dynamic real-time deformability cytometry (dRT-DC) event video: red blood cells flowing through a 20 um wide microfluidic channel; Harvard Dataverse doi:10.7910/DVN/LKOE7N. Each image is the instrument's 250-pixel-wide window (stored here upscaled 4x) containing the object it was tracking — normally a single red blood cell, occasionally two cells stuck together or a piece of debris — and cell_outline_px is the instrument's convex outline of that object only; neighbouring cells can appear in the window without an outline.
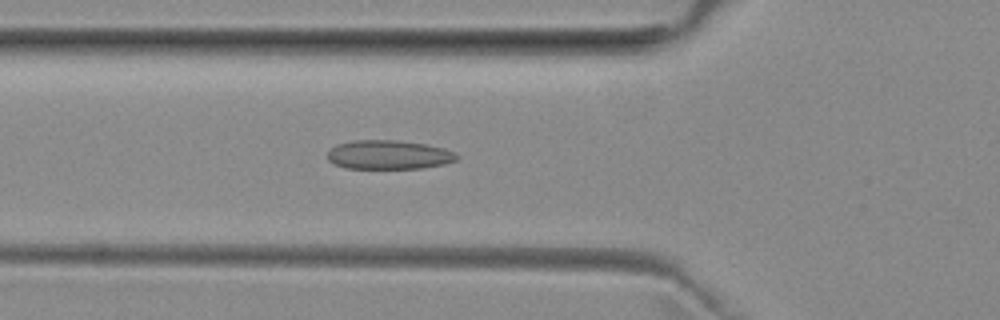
{"species": "common noctule bat (a hibernating species)", "species_latin": "Nyctalus noctula", "temperature_condition": "room temperature", "stored_images_in_passage": 40, "camera_frame_rate_fps": 3000, "um_per_image_px": 0.085, "animal": {"sex": "female", "body_mass_g": 29.2, "forearm_length_mm": 56.3}, "frame": {"image": 1, "passage_image": 12, "time_ms": 3.667, "image_size_px": [1000, 320], "cell_outline_px": [[460, 156], [456, 160], [444, 164], [424, 168], [344, 168], [332, 164], [328, 160], [328, 152], [336, 144], [356, 140], [396, 140], [424, 144], [444, 148], [456, 152]], "centroid_in_image_um": [33.05, 13.16], "position_along_channel_um": 92.8, "area_um2": 21.96}}
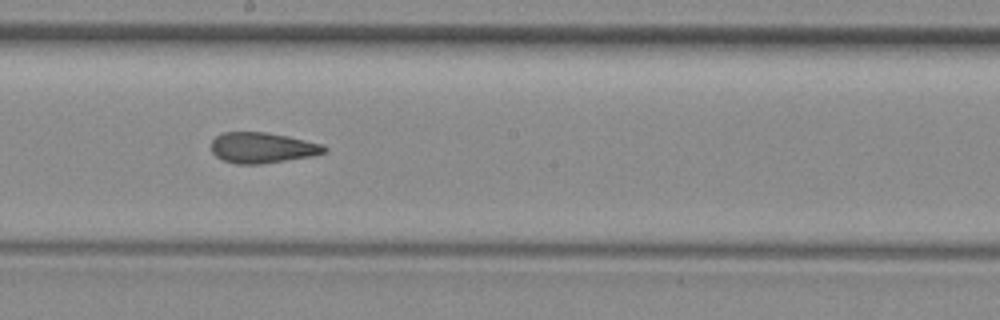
{"frame": {"image": 2, "passage_image": 22, "time_ms": 7.0, "image_size_px": [1000, 320], "cell_outline_px": [[328, 152], [312, 156], [260, 164], [236, 164], [224, 160], [216, 156], [212, 152], [212, 140], [216, 136], [224, 132], [264, 132], [288, 136], [324, 144], [328, 148]], "centroid_in_image_um": [22.34, 12.56], "position_along_channel_um": 225.9, "area_um2": 20.23}}
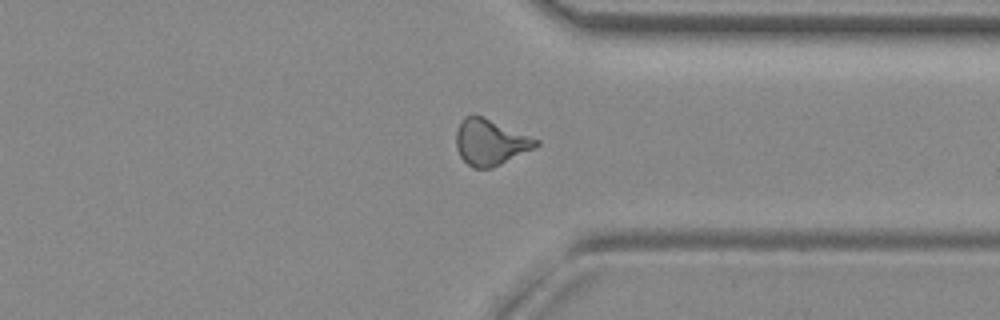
{"frame": {"image": 3, "passage_image": 33, "time_ms": 10.667, "image_size_px": [1000, 320], "cell_outline_px": [[540, 144], [492, 168], [472, 168], [460, 156], [456, 148], [456, 132], [460, 120], [464, 116], [484, 116], [540, 140]], "centroid_in_image_um": [41.64, 12.07], "position_along_channel_um": 369.8, "area_um2": 21.21}, "authors_computed_cell_mechanics": {"area_um2": 20.7502, "velocity_mm_per_s": 3.98, "shape_relaxation_time_tau1_ms": null, "shape_relaxation_time_tau2_ms": 2.1893, "deformation_change_tau1": null, "deformation_change_tau2": 0.0982}}